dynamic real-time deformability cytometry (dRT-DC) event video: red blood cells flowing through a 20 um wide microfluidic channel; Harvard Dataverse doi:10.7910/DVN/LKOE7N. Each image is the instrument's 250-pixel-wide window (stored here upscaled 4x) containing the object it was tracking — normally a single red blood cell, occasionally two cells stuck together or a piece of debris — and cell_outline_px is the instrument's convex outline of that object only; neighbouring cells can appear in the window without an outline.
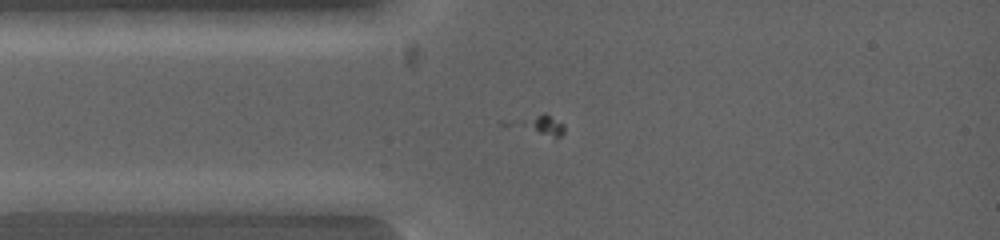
{"species": "common noctule bat (a hibernating species)", "species_latin": "Nyctalus noctula", "temperature_condition": "warm", "stored_images_in_passage": 5, "camera_frame_rate_fps": 5000, "um_per_image_px": 0.085, "animal": {"sex": "female", "body_mass_g": 19.0, "forearm_length_mm": 53.3}, "frame": {"image": 1, "passage_image": 1, "time_ms": 0.0, "image_size_px": [1000, 240], "cell_outline_px": [[272, 200], [244, 208], [140, 212], [132, 200], [172, 192], [196, 192]], "centroid_in_image_um": [16.44, 17.17], "position_along_channel_um": 68.6, "area_um2": 13.41}}